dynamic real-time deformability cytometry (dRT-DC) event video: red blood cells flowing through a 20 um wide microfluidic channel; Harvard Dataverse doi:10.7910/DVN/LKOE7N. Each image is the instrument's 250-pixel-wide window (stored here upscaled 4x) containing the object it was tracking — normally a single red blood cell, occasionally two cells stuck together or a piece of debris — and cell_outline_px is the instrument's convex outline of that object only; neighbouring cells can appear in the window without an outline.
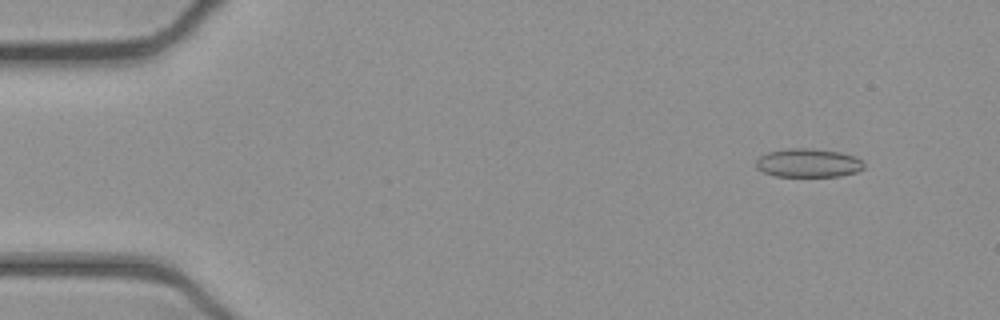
{"species": "common noctule bat (a hibernating species)", "species_latin": "Nyctalus noctula", "temperature_condition": "cold", "stored_images_in_passage": 16, "camera_frame_rate_fps": 3000, "um_per_image_px": 0.085, "animal": {"sex": "female", "body_mass_g": 21.9}, "frame": {"image": 1, "passage_image": 5, "time_ms": 1.333, "image_size_px": [1000, 320], "cell_outline_px": [[864, 168], [856, 172], [840, 176], [776, 176], [764, 172], [756, 168], [756, 160], [760, 156], [768, 152], [784, 148], [808, 148], [840, 152], [852, 156], [860, 160], [864, 164]], "centroid_in_image_um": [68.67, 13.85], "position_along_channel_um": 16.3, "area_um2": 17.92}}